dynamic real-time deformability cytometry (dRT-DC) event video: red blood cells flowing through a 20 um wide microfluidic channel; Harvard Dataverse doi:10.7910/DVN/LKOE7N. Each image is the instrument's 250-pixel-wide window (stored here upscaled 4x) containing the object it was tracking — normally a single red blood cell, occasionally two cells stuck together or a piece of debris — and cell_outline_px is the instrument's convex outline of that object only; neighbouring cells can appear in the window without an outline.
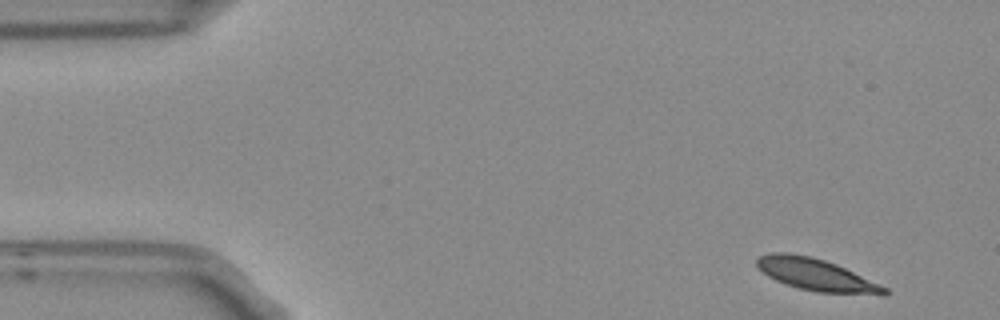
{"species": "Egyptian fruit bat (a non-hibernating species)", "species_latin": "Rousettus aegyptiacus", "temperature_condition": "room temperature", "stored_images_in_passage": 4, "camera_frame_rate_fps": 3000, "um_per_image_px": 0.085, "frame": {"image": 1, "passage_image": 1, "time_ms": 0.0, "image_size_px": [1000, 320], "cell_outline_px": [[888, 292], [884, 296], [816, 292], [784, 284], [768, 276], [756, 268], [756, 260], [760, 256], [772, 252], [788, 252], [812, 256], [836, 264], [880, 284], [888, 288]], "centroid_in_image_um": [69.38, 23.36], "position_along_channel_um": 15.6, "area_um2": 24.1}}
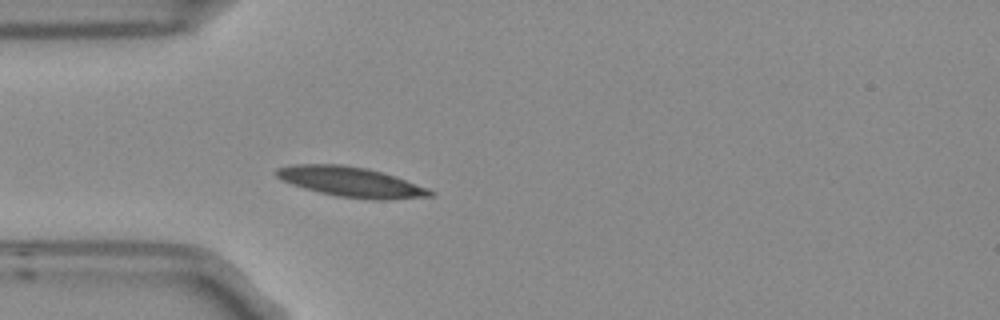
{"frame": {"image": 2, "passage_image": 4, "time_ms": 1.0, "image_size_px": [1000, 320], "cell_outline_px": [[436, 192], [432, 196], [392, 200], [372, 200], [336, 196], [304, 188], [280, 180], [276, 176], [276, 168], [296, 164], [340, 164], [364, 168], [384, 172], [396, 176], [428, 188]], "centroid_in_image_um": [29.87, 15.47], "position_along_channel_um": 55.1, "area_um2": 27.05}}